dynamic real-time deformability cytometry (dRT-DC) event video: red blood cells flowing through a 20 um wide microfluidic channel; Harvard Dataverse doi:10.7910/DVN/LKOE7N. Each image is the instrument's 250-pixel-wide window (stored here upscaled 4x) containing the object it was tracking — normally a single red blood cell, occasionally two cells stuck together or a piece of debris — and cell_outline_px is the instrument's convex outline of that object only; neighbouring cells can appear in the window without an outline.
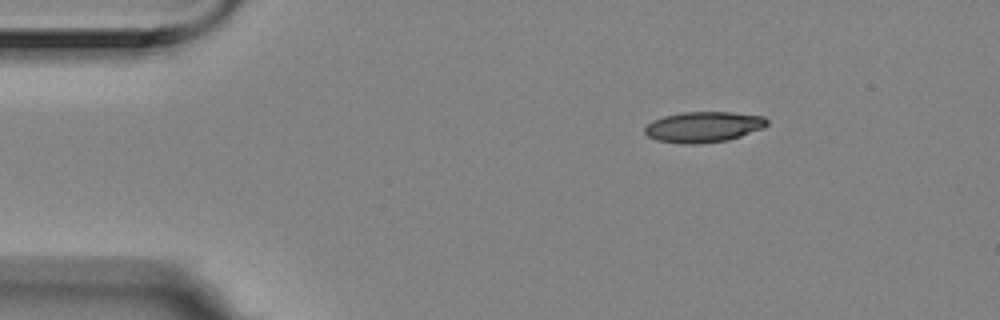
{"species": "Egyptian fruit bat (a non-hibernating species)", "species_latin": "Rousettus aegyptiacus", "temperature_condition": "room temperature", "stored_images_in_passage": 49, "camera_frame_rate_fps": 3000, "um_per_image_px": 0.085, "animal": {"sex": "female"}, "frame": {"image": 1, "passage_image": 1, "time_ms": 0.0, "image_size_px": [1000, 320], "cell_outline_px": [[768, 124], [764, 128], [728, 140], [696, 144], [684, 144], [656, 140], [648, 136], [644, 132], [644, 128], [652, 120], [664, 116], [684, 112], [732, 112], [764, 116], [768, 120]], "centroid_in_image_um": [59.8, 10.79], "position_along_channel_um": 25.2, "area_um2": 21.91}}
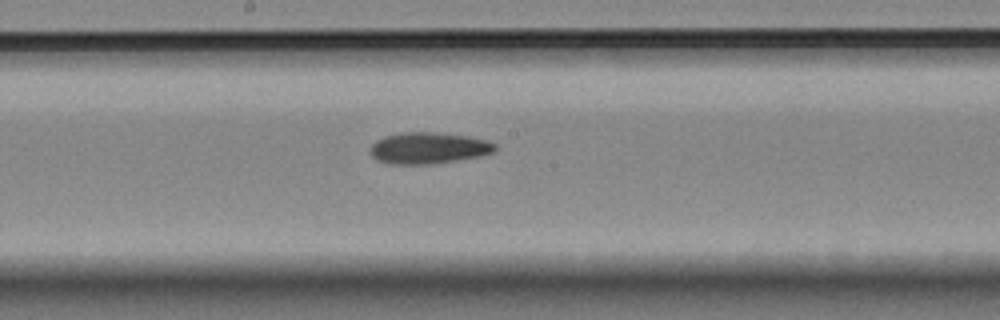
{"frame": {"image": 2, "passage_image": 22, "time_ms": 7.0, "image_size_px": [1000, 320], "cell_outline_px": [[496, 148], [492, 152], [480, 156], [432, 164], [392, 164], [376, 160], [372, 156], [372, 144], [376, 140], [384, 136], [400, 132], [436, 132], [468, 136], [488, 140], [496, 144]], "centroid_in_image_um": [36.42, 12.57], "position_along_channel_um": 211.8, "area_um2": 22.83}}
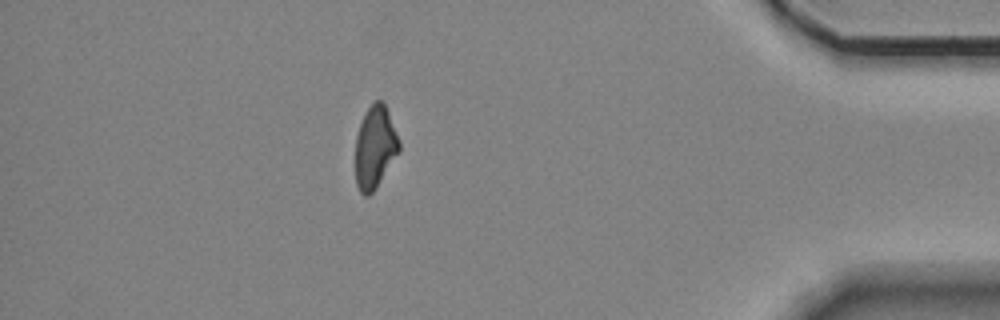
{"frame": {"image": 3, "passage_image": 42, "time_ms": 13.667, "image_size_px": [1000, 320], "cell_outline_px": [[400, 152], [376, 188], [368, 196], [364, 196], [360, 192], [356, 184], [356, 136], [360, 124], [368, 108], [376, 100], [380, 100], [384, 104], [388, 112], [400, 140]], "centroid_in_image_um": [31.89, 12.55], "position_along_channel_um": 403.3, "area_um2": 20.92}, "authors_computed_cell_mechanics": {"area_um2": 22.1374, "velocity_mm_per_s": 3.5282, "shape_relaxation_time_tau1_ms": 5.268, "shape_relaxation_time_tau2_ms": 5.9937, "deformation_change_tau1": 0.168, "deformation_change_tau2": 0.1394}}